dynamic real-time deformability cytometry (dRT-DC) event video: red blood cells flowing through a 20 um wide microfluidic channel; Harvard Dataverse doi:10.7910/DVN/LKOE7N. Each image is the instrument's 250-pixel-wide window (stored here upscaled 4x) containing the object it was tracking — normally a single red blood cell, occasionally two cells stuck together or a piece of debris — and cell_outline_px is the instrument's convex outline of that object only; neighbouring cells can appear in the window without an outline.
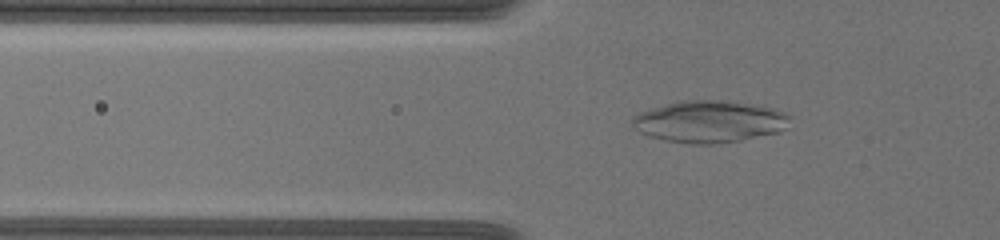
{"species": "common noctule bat (a hibernating species)", "species_latin": "Nyctalus noctula", "temperature_condition": "warm", "stored_images_in_passage": 44, "camera_frame_rate_fps": 3000, "um_per_image_px": 0.085, "animal": {"sex": "female", "body_mass_g": 19.5, "forearm_length_mm": 54.1}, "frame": {"image": 1, "passage_image": 6, "time_ms": 1.667, "image_size_px": [1000, 240], "cell_outline_px": [[788, 116], [784, 128], [780, 132], [740, 140], [712, 144], [692, 144], [664, 140], [648, 136], [632, 128], [632, 116], [640, 112], [652, 108], [668, 104], [688, 100], [724, 100], [772, 108], [784, 112]], "centroid_in_image_um": [60.24, 10.34], "position_along_channel_um": 65.6, "area_um2": 38.03}}
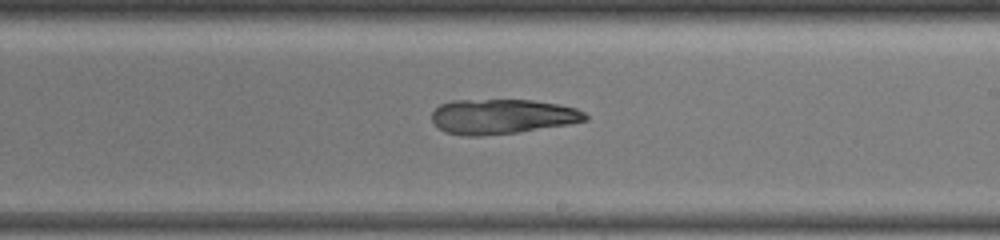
{"frame": {"image": 2, "passage_image": 22, "time_ms": 7.0, "image_size_px": [1000, 240], "cell_outline_px": [[588, 120], [568, 124], [520, 132], [480, 136], [464, 136], [444, 132], [432, 120], [432, 112], [440, 104], [452, 100], [532, 100], [556, 104], [576, 108], [584, 112], [588, 116]], "centroid_in_image_um": [42.67, 9.91], "position_along_channel_um": 246.3, "area_um2": 31.21}}
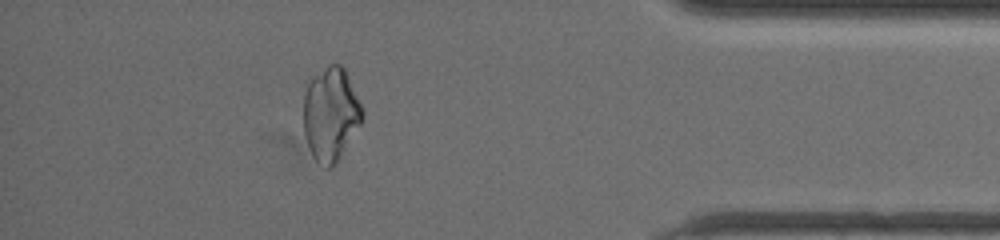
{"frame": {"image": 3, "passage_image": 38, "time_ms": 12.333, "image_size_px": [1000, 240], "cell_outline_px": [[364, 116], [360, 124], [336, 164], [332, 168], [328, 168], [316, 160], [312, 156], [304, 132], [304, 92], [308, 80], [312, 76], [328, 64], [340, 64], [344, 68], [364, 108]], "centroid_in_image_um": [28.12, 9.67], "position_along_channel_um": 407.1, "area_um2": 32.19}}